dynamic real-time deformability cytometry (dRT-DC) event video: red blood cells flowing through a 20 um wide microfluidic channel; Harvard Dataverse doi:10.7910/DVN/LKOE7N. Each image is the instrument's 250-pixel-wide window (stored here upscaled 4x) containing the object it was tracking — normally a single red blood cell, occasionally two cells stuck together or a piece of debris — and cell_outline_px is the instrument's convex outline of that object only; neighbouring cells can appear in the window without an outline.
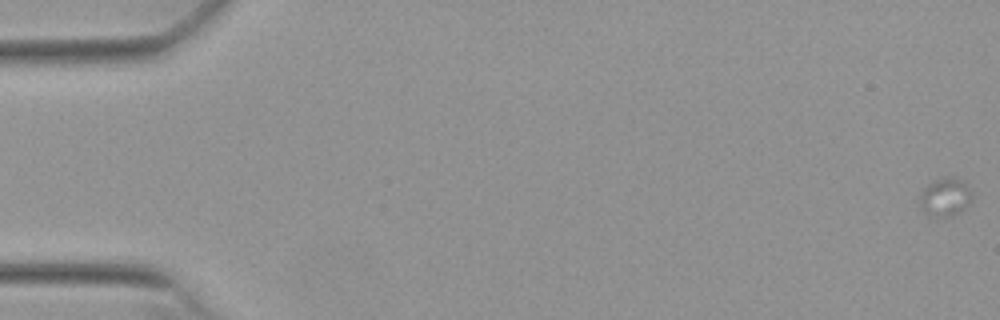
{"species": "Egyptian fruit bat (a non-hibernating species)", "species_latin": "Rousettus aegyptiacus", "temperature_condition": "warm", "stored_images_in_passage": 22, "camera_frame_rate_fps": 3000, "um_per_image_px": 0.085, "animal": {"sex": "female"}, "frame": {"image": 1, "passage_image": 1, "time_ms": 0.0, "image_size_px": [1000, 320], "cell_outline_px": [[972, 200], [960, 212], [952, 216], [928, 216], [924, 212], [916, 200], [920, 192], [928, 184], [944, 176], [956, 176], [972, 192]], "centroid_in_image_um": [80.29, 16.75], "position_along_channel_um": 4.7, "area_um2": 11.91}}